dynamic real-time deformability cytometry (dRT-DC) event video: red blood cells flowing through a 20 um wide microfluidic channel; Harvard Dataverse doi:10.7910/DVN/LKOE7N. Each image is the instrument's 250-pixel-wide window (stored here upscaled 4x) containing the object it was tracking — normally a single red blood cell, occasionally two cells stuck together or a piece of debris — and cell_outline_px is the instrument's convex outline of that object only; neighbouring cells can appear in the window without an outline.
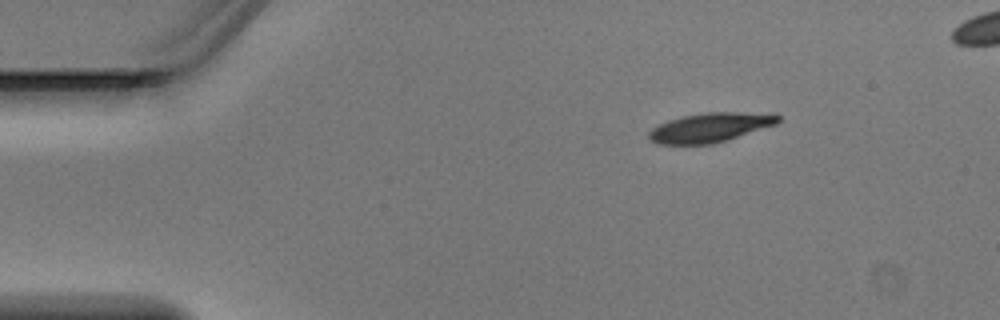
{"species": "Egyptian fruit bat (a non-hibernating species)", "species_latin": "Rousettus aegyptiacus", "temperature_condition": "warm", "stored_images_in_passage": 4, "camera_frame_rate_fps": 3000, "um_per_image_px": 0.085, "animal": {"sex": "male"}, "frame": {"image": 1, "passage_image": 1, "time_ms": 0.0, "image_size_px": [1000, 320], "cell_outline_px": [[780, 120], [776, 124], [728, 140], [712, 144], [656, 144], [648, 136], [648, 132], [652, 128], [668, 120], [680, 116], [708, 112], [776, 112], [780, 116]], "centroid_in_image_um": [60.42, 10.82], "position_along_channel_um": 24.6, "area_um2": 22.37}}